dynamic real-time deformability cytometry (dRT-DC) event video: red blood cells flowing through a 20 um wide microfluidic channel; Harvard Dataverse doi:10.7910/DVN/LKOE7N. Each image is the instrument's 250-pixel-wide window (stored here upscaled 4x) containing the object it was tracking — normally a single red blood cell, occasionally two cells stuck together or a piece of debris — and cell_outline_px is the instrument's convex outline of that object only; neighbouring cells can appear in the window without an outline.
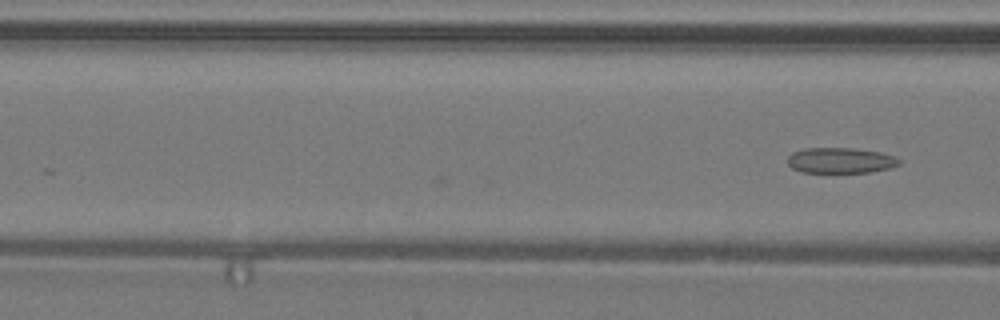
{"species": "common noctule bat (a hibernating species)", "species_latin": "Nyctalus noctula", "temperature_condition": "warm", "stored_images_in_passage": 3, "camera_frame_rate_fps": 3000, "um_per_image_px": 0.085, "animal": {"sex": "male", "body_mass_g": 19.2, "forearm_length_mm": 51.8}, "frame": {"image": 1, "passage_image": 3, "time_ms": 0.667, "image_size_px": [1000, 320], "cell_outline_px": [[900, 164], [892, 168], [872, 172], [800, 172], [792, 168], [788, 164], [788, 156], [792, 152], [804, 148], [852, 148], [880, 152], [896, 156], [900, 160]], "centroid_in_image_um": [71.46, 13.64], "position_along_channel_um": 95.1, "area_um2": 16.76}}